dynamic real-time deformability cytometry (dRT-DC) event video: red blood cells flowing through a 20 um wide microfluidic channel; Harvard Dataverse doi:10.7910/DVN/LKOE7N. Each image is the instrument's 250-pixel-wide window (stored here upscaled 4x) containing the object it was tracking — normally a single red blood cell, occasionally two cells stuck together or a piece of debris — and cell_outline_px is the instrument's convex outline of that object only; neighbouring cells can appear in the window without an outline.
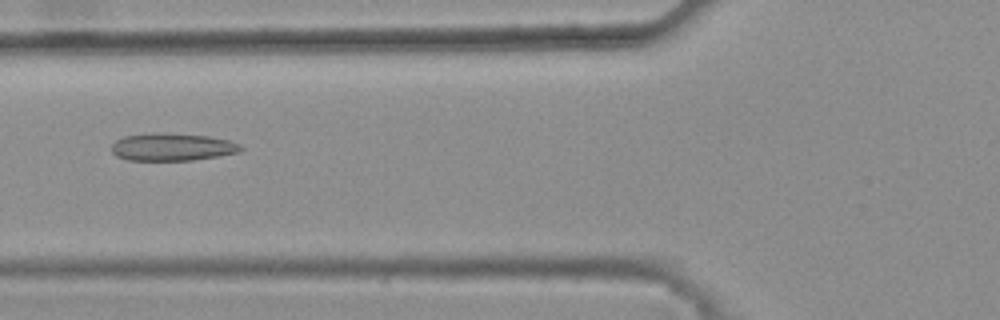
{"species": "common noctule bat (a hibernating species)", "species_latin": "Nyctalus noctula", "temperature_condition": "warm", "stored_images_in_passage": 47, "camera_frame_rate_fps": 3000, "um_per_image_px": 0.085, "animal": {"sex": "female", "body_mass_g": 25.1}, "frame": {"image": 1, "passage_image": 20, "time_ms": 6.333, "image_size_px": [1000, 320], "cell_outline_px": [[244, 148], [236, 152], [216, 156], [192, 160], [128, 160], [116, 156], [112, 152], [112, 144], [116, 140], [124, 136], [152, 132], [164, 132], [208, 136], [228, 140], [240, 144]], "centroid_in_image_um": [14.59, 12.48], "position_along_channel_um": 111.2, "area_um2": 20.75}}
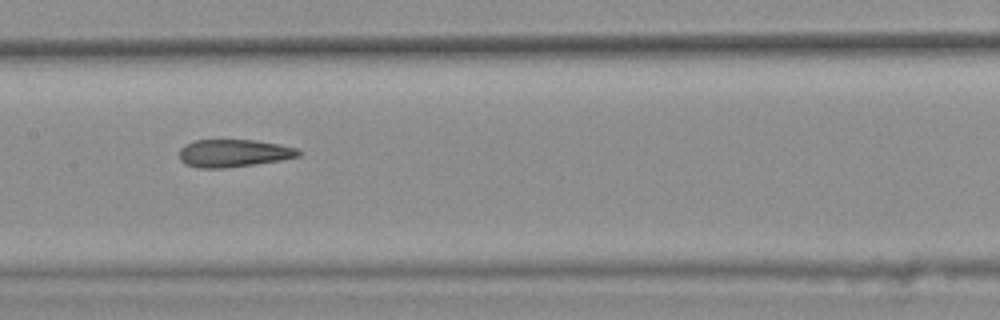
{"frame": {"image": 2, "passage_image": 26, "time_ms": 8.333, "image_size_px": [1000, 320], "cell_outline_px": [[300, 156], [280, 160], [224, 168], [200, 168], [184, 164], [180, 160], [180, 148], [184, 144], [196, 140], [256, 140], [280, 144], [296, 148], [300, 152]], "centroid_in_image_um": [19.83, 13.01], "position_along_channel_um": 187.6, "area_um2": 19.13}}
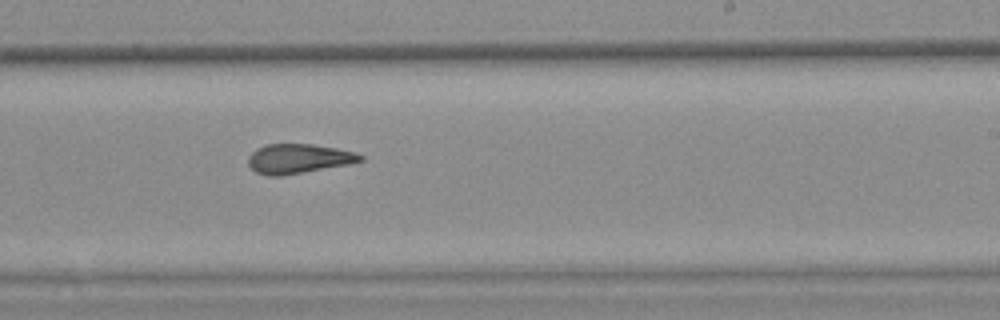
{"frame": {"image": 3, "passage_image": 32, "time_ms": 10.333, "image_size_px": [1000, 320], "cell_outline_px": [[364, 160], [352, 164], [280, 176], [268, 176], [256, 172], [248, 164], [248, 156], [256, 148], [264, 144], [312, 144], [336, 148], [356, 152], [364, 156]], "centroid_in_image_um": [25.39, 13.48], "position_along_channel_um": 263.6, "area_um2": 19.48}, "authors_computed_cell_mechanics": {"area_um2": 20.1722, "velocity_mm_per_s": 3.8161, "shape_relaxation_time_tau1_ms": null, "shape_relaxation_time_tau2_ms": 2.2672, "deformation_change_tau1": null, "deformation_change_tau2": 0.1095}}